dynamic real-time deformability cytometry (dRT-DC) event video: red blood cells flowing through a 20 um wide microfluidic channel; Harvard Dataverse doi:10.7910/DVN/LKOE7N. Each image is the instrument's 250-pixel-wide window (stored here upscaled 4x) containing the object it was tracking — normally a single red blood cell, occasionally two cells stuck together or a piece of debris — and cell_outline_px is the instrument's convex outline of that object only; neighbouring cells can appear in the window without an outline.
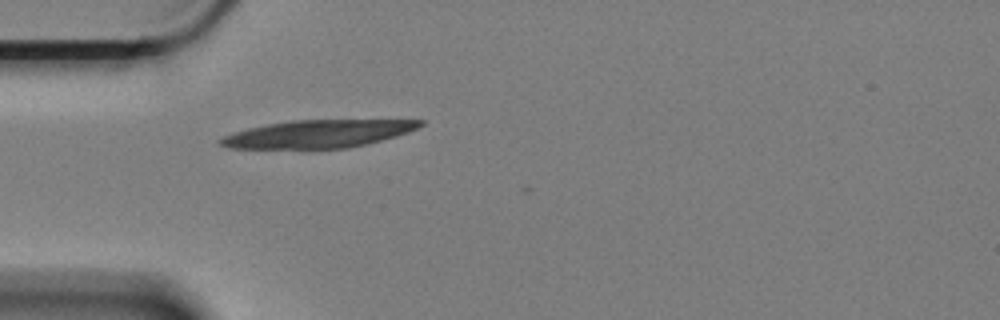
{"species": "Egyptian fruit bat (a non-hibernating species)", "species_latin": "Rousettus aegyptiacus", "temperature_condition": "cold", "stored_images_in_passage": 28, "camera_frame_rate_fps": 3000, "um_per_image_px": 0.085, "animal": {"sex": "female"}, "frame": {"image": 1, "passage_image": 1, "time_ms": 0.0, "image_size_px": [1000, 320], "cell_outline_px": [[424, 124], [408, 132], [396, 136], [364, 144], [344, 148], [232, 148], [216, 144], [216, 140], [232, 132], [248, 128], [288, 120], [424, 120]], "centroid_in_image_um": [26.97, 11.37], "position_along_channel_um": 58.0, "area_um2": 32.02}}